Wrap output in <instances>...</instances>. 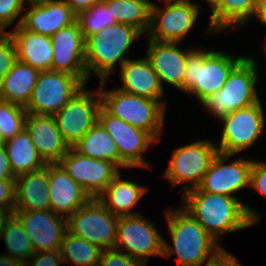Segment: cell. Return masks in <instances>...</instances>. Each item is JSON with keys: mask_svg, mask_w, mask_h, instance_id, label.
I'll use <instances>...</instances> for the list:
<instances>
[{"mask_svg": "<svg viewBox=\"0 0 266 266\" xmlns=\"http://www.w3.org/2000/svg\"><path fill=\"white\" fill-rule=\"evenodd\" d=\"M184 209L218 241L220 234L246 229L259 221L260 215L238 198L188 190L182 197Z\"/></svg>", "mask_w": 266, "mask_h": 266, "instance_id": "6da1fadb", "label": "cell"}, {"mask_svg": "<svg viewBox=\"0 0 266 266\" xmlns=\"http://www.w3.org/2000/svg\"><path fill=\"white\" fill-rule=\"evenodd\" d=\"M166 220L173 247L163 240L162 256L169 258L175 253L180 266H201L222 249L218 241L184 207L170 209L166 213Z\"/></svg>", "mask_w": 266, "mask_h": 266, "instance_id": "7a4b0ae2", "label": "cell"}, {"mask_svg": "<svg viewBox=\"0 0 266 266\" xmlns=\"http://www.w3.org/2000/svg\"><path fill=\"white\" fill-rule=\"evenodd\" d=\"M244 57L193 49L187 55L183 91L194 94L201 103L222 88L232 69Z\"/></svg>", "mask_w": 266, "mask_h": 266, "instance_id": "3957f363", "label": "cell"}, {"mask_svg": "<svg viewBox=\"0 0 266 266\" xmlns=\"http://www.w3.org/2000/svg\"><path fill=\"white\" fill-rule=\"evenodd\" d=\"M141 34L131 25L117 23L89 36L85 40L87 80L91 71L100 81L106 80L116 62L121 67L128 59L124 58V53Z\"/></svg>", "mask_w": 266, "mask_h": 266, "instance_id": "277c9868", "label": "cell"}, {"mask_svg": "<svg viewBox=\"0 0 266 266\" xmlns=\"http://www.w3.org/2000/svg\"><path fill=\"white\" fill-rule=\"evenodd\" d=\"M101 106L111 115L149 133L156 141L163 126L166 103L115 89L104 90L106 80L100 81Z\"/></svg>", "mask_w": 266, "mask_h": 266, "instance_id": "5b68a950", "label": "cell"}, {"mask_svg": "<svg viewBox=\"0 0 266 266\" xmlns=\"http://www.w3.org/2000/svg\"><path fill=\"white\" fill-rule=\"evenodd\" d=\"M256 61L244 57L230 72L222 88L201 102L211 114L221 118L238 109L248 107L259 100Z\"/></svg>", "mask_w": 266, "mask_h": 266, "instance_id": "8992f818", "label": "cell"}, {"mask_svg": "<svg viewBox=\"0 0 266 266\" xmlns=\"http://www.w3.org/2000/svg\"><path fill=\"white\" fill-rule=\"evenodd\" d=\"M87 78H77L58 71H40L25 109L28 113L54 116L86 84Z\"/></svg>", "mask_w": 266, "mask_h": 266, "instance_id": "52a82bcc", "label": "cell"}, {"mask_svg": "<svg viewBox=\"0 0 266 266\" xmlns=\"http://www.w3.org/2000/svg\"><path fill=\"white\" fill-rule=\"evenodd\" d=\"M118 222L119 216L109 211L97 198H91L67 218V229L104 250L115 247Z\"/></svg>", "mask_w": 266, "mask_h": 266, "instance_id": "ba28073f", "label": "cell"}, {"mask_svg": "<svg viewBox=\"0 0 266 266\" xmlns=\"http://www.w3.org/2000/svg\"><path fill=\"white\" fill-rule=\"evenodd\" d=\"M218 152L217 145L205 139L178 147L173 151L164 178L172 186L191 181L192 186L186 185L184 193L197 188Z\"/></svg>", "mask_w": 266, "mask_h": 266, "instance_id": "9c48e42d", "label": "cell"}, {"mask_svg": "<svg viewBox=\"0 0 266 266\" xmlns=\"http://www.w3.org/2000/svg\"><path fill=\"white\" fill-rule=\"evenodd\" d=\"M100 107L99 90L90 92L83 87L54 115L58 129L69 147L83 138L98 121Z\"/></svg>", "mask_w": 266, "mask_h": 266, "instance_id": "30bf717a", "label": "cell"}, {"mask_svg": "<svg viewBox=\"0 0 266 266\" xmlns=\"http://www.w3.org/2000/svg\"><path fill=\"white\" fill-rule=\"evenodd\" d=\"M223 132L218 151L234 155L251 147L264 128V113L260 101L220 118Z\"/></svg>", "mask_w": 266, "mask_h": 266, "instance_id": "8fae6325", "label": "cell"}, {"mask_svg": "<svg viewBox=\"0 0 266 266\" xmlns=\"http://www.w3.org/2000/svg\"><path fill=\"white\" fill-rule=\"evenodd\" d=\"M98 122L116 142L119 168L149 167L147 160L142 156L143 151H146L151 143L156 142L149 133L109 114L102 106L98 113Z\"/></svg>", "mask_w": 266, "mask_h": 266, "instance_id": "7c38bea8", "label": "cell"}, {"mask_svg": "<svg viewBox=\"0 0 266 266\" xmlns=\"http://www.w3.org/2000/svg\"><path fill=\"white\" fill-rule=\"evenodd\" d=\"M154 224L137 215L121 216L117 225L115 247L118 250L126 249L133 258L147 264L148 257L162 256L163 238ZM124 249H122V247Z\"/></svg>", "mask_w": 266, "mask_h": 266, "instance_id": "4fadbf2b", "label": "cell"}, {"mask_svg": "<svg viewBox=\"0 0 266 266\" xmlns=\"http://www.w3.org/2000/svg\"><path fill=\"white\" fill-rule=\"evenodd\" d=\"M58 163L90 198H97L120 173L115 163L81 155L72 147Z\"/></svg>", "mask_w": 266, "mask_h": 266, "instance_id": "5bb4252c", "label": "cell"}, {"mask_svg": "<svg viewBox=\"0 0 266 266\" xmlns=\"http://www.w3.org/2000/svg\"><path fill=\"white\" fill-rule=\"evenodd\" d=\"M164 3L166 6L163 9L152 4L149 39L179 43L193 28L199 15V6L194 3Z\"/></svg>", "mask_w": 266, "mask_h": 266, "instance_id": "9a60e30c", "label": "cell"}, {"mask_svg": "<svg viewBox=\"0 0 266 266\" xmlns=\"http://www.w3.org/2000/svg\"><path fill=\"white\" fill-rule=\"evenodd\" d=\"M230 156L218 152L198 186L201 191L235 197L233 193L250 186L253 161L240 157L230 164H224Z\"/></svg>", "mask_w": 266, "mask_h": 266, "instance_id": "2e32d148", "label": "cell"}, {"mask_svg": "<svg viewBox=\"0 0 266 266\" xmlns=\"http://www.w3.org/2000/svg\"><path fill=\"white\" fill-rule=\"evenodd\" d=\"M29 236L35 252L60 250L68 231L67 218L53 211H14Z\"/></svg>", "mask_w": 266, "mask_h": 266, "instance_id": "e0dca14e", "label": "cell"}, {"mask_svg": "<svg viewBox=\"0 0 266 266\" xmlns=\"http://www.w3.org/2000/svg\"><path fill=\"white\" fill-rule=\"evenodd\" d=\"M53 58L51 71L87 78L85 39L77 22L51 36Z\"/></svg>", "mask_w": 266, "mask_h": 266, "instance_id": "ac0fdd59", "label": "cell"}, {"mask_svg": "<svg viewBox=\"0 0 266 266\" xmlns=\"http://www.w3.org/2000/svg\"><path fill=\"white\" fill-rule=\"evenodd\" d=\"M30 5L15 27L21 25L27 31L51 37L76 22V13L63 0H39Z\"/></svg>", "mask_w": 266, "mask_h": 266, "instance_id": "d6986e66", "label": "cell"}, {"mask_svg": "<svg viewBox=\"0 0 266 266\" xmlns=\"http://www.w3.org/2000/svg\"><path fill=\"white\" fill-rule=\"evenodd\" d=\"M90 199V196L67 174L59 163H49V200L51 211L68 218Z\"/></svg>", "mask_w": 266, "mask_h": 266, "instance_id": "ffe728a7", "label": "cell"}, {"mask_svg": "<svg viewBox=\"0 0 266 266\" xmlns=\"http://www.w3.org/2000/svg\"><path fill=\"white\" fill-rule=\"evenodd\" d=\"M178 43L159 42L149 39V48L147 49V58L152 68L156 72L160 83L163 82L183 90V81L186 71L187 55L192 51L188 49L182 52Z\"/></svg>", "mask_w": 266, "mask_h": 266, "instance_id": "44dd1931", "label": "cell"}, {"mask_svg": "<svg viewBox=\"0 0 266 266\" xmlns=\"http://www.w3.org/2000/svg\"><path fill=\"white\" fill-rule=\"evenodd\" d=\"M25 129L39 155L46 163H58L70 148L63 139L52 115L28 113Z\"/></svg>", "mask_w": 266, "mask_h": 266, "instance_id": "7402d4cb", "label": "cell"}, {"mask_svg": "<svg viewBox=\"0 0 266 266\" xmlns=\"http://www.w3.org/2000/svg\"><path fill=\"white\" fill-rule=\"evenodd\" d=\"M49 209V163L39 170L15 177L14 211H45Z\"/></svg>", "mask_w": 266, "mask_h": 266, "instance_id": "603a6c76", "label": "cell"}, {"mask_svg": "<svg viewBox=\"0 0 266 266\" xmlns=\"http://www.w3.org/2000/svg\"><path fill=\"white\" fill-rule=\"evenodd\" d=\"M120 69L123 86L119 90L152 100H161L164 89L147 57L139 60L127 59Z\"/></svg>", "mask_w": 266, "mask_h": 266, "instance_id": "cb8c5ba5", "label": "cell"}, {"mask_svg": "<svg viewBox=\"0 0 266 266\" xmlns=\"http://www.w3.org/2000/svg\"><path fill=\"white\" fill-rule=\"evenodd\" d=\"M16 49L17 60L39 71L51 70L53 46L51 37L25 30L21 25L10 32Z\"/></svg>", "mask_w": 266, "mask_h": 266, "instance_id": "d4e9b609", "label": "cell"}, {"mask_svg": "<svg viewBox=\"0 0 266 266\" xmlns=\"http://www.w3.org/2000/svg\"><path fill=\"white\" fill-rule=\"evenodd\" d=\"M145 191L146 187L130 180H122L119 173L97 199L114 215H137L138 213L131 212V209L136 206Z\"/></svg>", "mask_w": 266, "mask_h": 266, "instance_id": "484cf974", "label": "cell"}, {"mask_svg": "<svg viewBox=\"0 0 266 266\" xmlns=\"http://www.w3.org/2000/svg\"><path fill=\"white\" fill-rule=\"evenodd\" d=\"M40 71L16 61L4 76L0 99L26 106L36 85Z\"/></svg>", "mask_w": 266, "mask_h": 266, "instance_id": "4316f807", "label": "cell"}, {"mask_svg": "<svg viewBox=\"0 0 266 266\" xmlns=\"http://www.w3.org/2000/svg\"><path fill=\"white\" fill-rule=\"evenodd\" d=\"M4 146L15 177L39 170L47 165L39 155L25 128L12 139L4 142Z\"/></svg>", "mask_w": 266, "mask_h": 266, "instance_id": "83f0119b", "label": "cell"}, {"mask_svg": "<svg viewBox=\"0 0 266 266\" xmlns=\"http://www.w3.org/2000/svg\"><path fill=\"white\" fill-rule=\"evenodd\" d=\"M72 148L81 155L113 162L119 167L116 142L98 121Z\"/></svg>", "mask_w": 266, "mask_h": 266, "instance_id": "f1b7e54d", "label": "cell"}, {"mask_svg": "<svg viewBox=\"0 0 266 266\" xmlns=\"http://www.w3.org/2000/svg\"><path fill=\"white\" fill-rule=\"evenodd\" d=\"M257 4L258 0H222L212 11L207 33L245 24L254 16Z\"/></svg>", "mask_w": 266, "mask_h": 266, "instance_id": "f546056e", "label": "cell"}, {"mask_svg": "<svg viewBox=\"0 0 266 266\" xmlns=\"http://www.w3.org/2000/svg\"><path fill=\"white\" fill-rule=\"evenodd\" d=\"M117 23L128 24L142 34L149 32L151 24V7L149 0H102Z\"/></svg>", "mask_w": 266, "mask_h": 266, "instance_id": "4dcf8cb0", "label": "cell"}, {"mask_svg": "<svg viewBox=\"0 0 266 266\" xmlns=\"http://www.w3.org/2000/svg\"><path fill=\"white\" fill-rule=\"evenodd\" d=\"M60 251L64 264L72 262L75 266H98L103 249L67 231Z\"/></svg>", "mask_w": 266, "mask_h": 266, "instance_id": "1f68e13d", "label": "cell"}, {"mask_svg": "<svg viewBox=\"0 0 266 266\" xmlns=\"http://www.w3.org/2000/svg\"><path fill=\"white\" fill-rule=\"evenodd\" d=\"M2 237L10 253L9 256L18 259L24 266L31 264L27 259L35 253L34 247L21 221L14 214L6 222Z\"/></svg>", "mask_w": 266, "mask_h": 266, "instance_id": "d6a6232c", "label": "cell"}, {"mask_svg": "<svg viewBox=\"0 0 266 266\" xmlns=\"http://www.w3.org/2000/svg\"><path fill=\"white\" fill-rule=\"evenodd\" d=\"M76 22L86 40L89 36L102 31L108 26L117 24L102 0L92 4L88 9L82 10L76 14Z\"/></svg>", "mask_w": 266, "mask_h": 266, "instance_id": "836d02e7", "label": "cell"}, {"mask_svg": "<svg viewBox=\"0 0 266 266\" xmlns=\"http://www.w3.org/2000/svg\"><path fill=\"white\" fill-rule=\"evenodd\" d=\"M27 114L24 106L0 99V136L4 142L25 128Z\"/></svg>", "mask_w": 266, "mask_h": 266, "instance_id": "e575fe53", "label": "cell"}, {"mask_svg": "<svg viewBox=\"0 0 266 266\" xmlns=\"http://www.w3.org/2000/svg\"><path fill=\"white\" fill-rule=\"evenodd\" d=\"M17 61V49L10 33L0 32V73L4 76Z\"/></svg>", "mask_w": 266, "mask_h": 266, "instance_id": "d590c367", "label": "cell"}, {"mask_svg": "<svg viewBox=\"0 0 266 266\" xmlns=\"http://www.w3.org/2000/svg\"><path fill=\"white\" fill-rule=\"evenodd\" d=\"M98 266H147V264L116 248H110L102 251Z\"/></svg>", "mask_w": 266, "mask_h": 266, "instance_id": "8d00e7d4", "label": "cell"}, {"mask_svg": "<svg viewBox=\"0 0 266 266\" xmlns=\"http://www.w3.org/2000/svg\"><path fill=\"white\" fill-rule=\"evenodd\" d=\"M25 9L23 0H0V32L11 25Z\"/></svg>", "mask_w": 266, "mask_h": 266, "instance_id": "74e56055", "label": "cell"}, {"mask_svg": "<svg viewBox=\"0 0 266 266\" xmlns=\"http://www.w3.org/2000/svg\"><path fill=\"white\" fill-rule=\"evenodd\" d=\"M0 209L5 212H14L15 179H0Z\"/></svg>", "mask_w": 266, "mask_h": 266, "instance_id": "f35d334b", "label": "cell"}, {"mask_svg": "<svg viewBox=\"0 0 266 266\" xmlns=\"http://www.w3.org/2000/svg\"><path fill=\"white\" fill-rule=\"evenodd\" d=\"M266 197V163L253 161L250 173V188Z\"/></svg>", "mask_w": 266, "mask_h": 266, "instance_id": "ab89813d", "label": "cell"}, {"mask_svg": "<svg viewBox=\"0 0 266 266\" xmlns=\"http://www.w3.org/2000/svg\"><path fill=\"white\" fill-rule=\"evenodd\" d=\"M34 260L32 266H60L63 263V258L60 250L50 252H35L29 260Z\"/></svg>", "mask_w": 266, "mask_h": 266, "instance_id": "60d3db41", "label": "cell"}, {"mask_svg": "<svg viewBox=\"0 0 266 266\" xmlns=\"http://www.w3.org/2000/svg\"><path fill=\"white\" fill-rule=\"evenodd\" d=\"M204 266H241L236 258L222 248L215 256L207 260Z\"/></svg>", "mask_w": 266, "mask_h": 266, "instance_id": "b9f144b4", "label": "cell"}, {"mask_svg": "<svg viewBox=\"0 0 266 266\" xmlns=\"http://www.w3.org/2000/svg\"><path fill=\"white\" fill-rule=\"evenodd\" d=\"M0 179H15L4 145L0 147Z\"/></svg>", "mask_w": 266, "mask_h": 266, "instance_id": "7bdbcfd3", "label": "cell"}, {"mask_svg": "<svg viewBox=\"0 0 266 266\" xmlns=\"http://www.w3.org/2000/svg\"><path fill=\"white\" fill-rule=\"evenodd\" d=\"M77 14L78 12L88 9L92 4L99 0H63Z\"/></svg>", "mask_w": 266, "mask_h": 266, "instance_id": "ee69618b", "label": "cell"}, {"mask_svg": "<svg viewBox=\"0 0 266 266\" xmlns=\"http://www.w3.org/2000/svg\"><path fill=\"white\" fill-rule=\"evenodd\" d=\"M255 17L261 22V24L266 25V0H258Z\"/></svg>", "mask_w": 266, "mask_h": 266, "instance_id": "f6af8a7d", "label": "cell"}, {"mask_svg": "<svg viewBox=\"0 0 266 266\" xmlns=\"http://www.w3.org/2000/svg\"><path fill=\"white\" fill-rule=\"evenodd\" d=\"M0 266H24L18 259L9 255L0 256Z\"/></svg>", "mask_w": 266, "mask_h": 266, "instance_id": "bcb514c9", "label": "cell"}, {"mask_svg": "<svg viewBox=\"0 0 266 266\" xmlns=\"http://www.w3.org/2000/svg\"><path fill=\"white\" fill-rule=\"evenodd\" d=\"M14 214V212H5L0 209V238L5 228L6 222Z\"/></svg>", "mask_w": 266, "mask_h": 266, "instance_id": "7dc6e473", "label": "cell"}, {"mask_svg": "<svg viewBox=\"0 0 266 266\" xmlns=\"http://www.w3.org/2000/svg\"><path fill=\"white\" fill-rule=\"evenodd\" d=\"M208 3L211 4L212 11L220 4L222 0H206Z\"/></svg>", "mask_w": 266, "mask_h": 266, "instance_id": "c3c4849f", "label": "cell"}, {"mask_svg": "<svg viewBox=\"0 0 266 266\" xmlns=\"http://www.w3.org/2000/svg\"><path fill=\"white\" fill-rule=\"evenodd\" d=\"M166 2H173V3H192L191 0H163Z\"/></svg>", "mask_w": 266, "mask_h": 266, "instance_id": "681fc988", "label": "cell"}, {"mask_svg": "<svg viewBox=\"0 0 266 266\" xmlns=\"http://www.w3.org/2000/svg\"><path fill=\"white\" fill-rule=\"evenodd\" d=\"M3 80H4V75L0 73V94H1V89L3 86Z\"/></svg>", "mask_w": 266, "mask_h": 266, "instance_id": "f907efd6", "label": "cell"}, {"mask_svg": "<svg viewBox=\"0 0 266 266\" xmlns=\"http://www.w3.org/2000/svg\"><path fill=\"white\" fill-rule=\"evenodd\" d=\"M24 2H28L29 4L30 3H35V2H38L39 0H23Z\"/></svg>", "mask_w": 266, "mask_h": 266, "instance_id": "816d5d0a", "label": "cell"}, {"mask_svg": "<svg viewBox=\"0 0 266 266\" xmlns=\"http://www.w3.org/2000/svg\"><path fill=\"white\" fill-rule=\"evenodd\" d=\"M4 145V141L1 139V136H0V147Z\"/></svg>", "mask_w": 266, "mask_h": 266, "instance_id": "f5cc1de1", "label": "cell"}]
</instances>
